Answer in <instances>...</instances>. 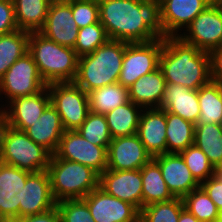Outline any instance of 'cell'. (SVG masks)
I'll return each mask as SVG.
<instances>
[{
    "label": "cell",
    "instance_id": "14",
    "mask_svg": "<svg viewBox=\"0 0 222 222\" xmlns=\"http://www.w3.org/2000/svg\"><path fill=\"white\" fill-rule=\"evenodd\" d=\"M152 159L136 134L112 138L107 149V169H141Z\"/></svg>",
    "mask_w": 222,
    "mask_h": 222
},
{
    "label": "cell",
    "instance_id": "30",
    "mask_svg": "<svg viewBox=\"0 0 222 222\" xmlns=\"http://www.w3.org/2000/svg\"><path fill=\"white\" fill-rule=\"evenodd\" d=\"M167 153H180L194 144L195 124L166 111Z\"/></svg>",
    "mask_w": 222,
    "mask_h": 222
},
{
    "label": "cell",
    "instance_id": "17",
    "mask_svg": "<svg viewBox=\"0 0 222 222\" xmlns=\"http://www.w3.org/2000/svg\"><path fill=\"white\" fill-rule=\"evenodd\" d=\"M6 103L3 104L6 111V124L25 131L40 118L50 104V93L45 87L34 95L16 97Z\"/></svg>",
    "mask_w": 222,
    "mask_h": 222
},
{
    "label": "cell",
    "instance_id": "43",
    "mask_svg": "<svg viewBox=\"0 0 222 222\" xmlns=\"http://www.w3.org/2000/svg\"><path fill=\"white\" fill-rule=\"evenodd\" d=\"M14 222H61V216L57 206L43 213L20 217Z\"/></svg>",
    "mask_w": 222,
    "mask_h": 222
},
{
    "label": "cell",
    "instance_id": "38",
    "mask_svg": "<svg viewBox=\"0 0 222 222\" xmlns=\"http://www.w3.org/2000/svg\"><path fill=\"white\" fill-rule=\"evenodd\" d=\"M61 222H95L83 199H66L56 203Z\"/></svg>",
    "mask_w": 222,
    "mask_h": 222
},
{
    "label": "cell",
    "instance_id": "24",
    "mask_svg": "<svg viewBox=\"0 0 222 222\" xmlns=\"http://www.w3.org/2000/svg\"><path fill=\"white\" fill-rule=\"evenodd\" d=\"M166 84L162 70L157 68L128 87L129 99L142 108H160Z\"/></svg>",
    "mask_w": 222,
    "mask_h": 222
},
{
    "label": "cell",
    "instance_id": "1",
    "mask_svg": "<svg viewBox=\"0 0 222 222\" xmlns=\"http://www.w3.org/2000/svg\"><path fill=\"white\" fill-rule=\"evenodd\" d=\"M98 5L109 40L135 43L164 38L157 0H98Z\"/></svg>",
    "mask_w": 222,
    "mask_h": 222
},
{
    "label": "cell",
    "instance_id": "15",
    "mask_svg": "<svg viewBox=\"0 0 222 222\" xmlns=\"http://www.w3.org/2000/svg\"><path fill=\"white\" fill-rule=\"evenodd\" d=\"M83 200L95 222H133L140 211L132 204L107 194L97 187Z\"/></svg>",
    "mask_w": 222,
    "mask_h": 222
},
{
    "label": "cell",
    "instance_id": "53",
    "mask_svg": "<svg viewBox=\"0 0 222 222\" xmlns=\"http://www.w3.org/2000/svg\"><path fill=\"white\" fill-rule=\"evenodd\" d=\"M0 100H1L0 102H2V98H1ZM3 107H4V106L0 104V110H1Z\"/></svg>",
    "mask_w": 222,
    "mask_h": 222
},
{
    "label": "cell",
    "instance_id": "46",
    "mask_svg": "<svg viewBox=\"0 0 222 222\" xmlns=\"http://www.w3.org/2000/svg\"><path fill=\"white\" fill-rule=\"evenodd\" d=\"M133 222H146V221L141 215H139Z\"/></svg>",
    "mask_w": 222,
    "mask_h": 222
},
{
    "label": "cell",
    "instance_id": "48",
    "mask_svg": "<svg viewBox=\"0 0 222 222\" xmlns=\"http://www.w3.org/2000/svg\"><path fill=\"white\" fill-rule=\"evenodd\" d=\"M218 221L222 222V210L219 211Z\"/></svg>",
    "mask_w": 222,
    "mask_h": 222
},
{
    "label": "cell",
    "instance_id": "42",
    "mask_svg": "<svg viewBox=\"0 0 222 222\" xmlns=\"http://www.w3.org/2000/svg\"><path fill=\"white\" fill-rule=\"evenodd\" d=\"M210 61L211 81L222 85V49H213L208 52Z\"/></svg>",
    "mask_w": 222,
    "mask_h": 222
},
{
    "label": "cell",
    "instance_id": "7",
    "mask_svg": "<svg viewBox=\"0 0 222 222\" xmlns=\"http://www.w3.org/2000/svg\"><path fill=\"white\" fill-rule=\"evenodd\" d=\"M50 103L61 117L65 130H77L89 112L88 93L74 82L47 85Z\"/></svg>",
    "mask_w": 222,
    "mask_h": 222
},
{
    "label": "cell",
    "instance_id": "52",
    "mask_svg": "<svg viewBox=\"0 0 222 222\" xmlns=\"http://www.w3.org/2000/svg\"><path fill=\"white\" fill-rule=\"evenodd\" d=\"M212 2H221L222 0H211Z\"/></svg>",
    "mask_w": 222,
    "mask_h": 222
},
{
    "label": "cell",
    "instance_id": "45",
    "mask_svg": "<svg viewBox=\"0 0 222 222\" xmlns=\"http://www.w3.org/2000/svg\"><path fill=\"white\" fill-rule=\"evenodd\" d=\"M5 125H6V111H5V108L3 107L0 110V141H1V135H2Z\"/></svg>",
    "mask_w": 222,
    "mask_h": 222
},
{
    "label": "cell",
    "instance_id": "23",
    "mask_svg": "<svg viewBox=\"0 0 222 222\" xmlns=\"http://www.w3.org/2000/svg\"><path fill=\"white\" fill-rule=\"evenodd\" d=\"M64 131L65 129L61 117L50 103L43 111L40 118L24 132L36 144L42 145L51 154H54L59 146Z\"/></svg>",
    "mask_w": 222,
    "mask_h": 222
},
{
    "label": "cell",
    "instance_id": "37",
    "mask_svg": "<svg viewBox=\"0 0 222 222\" xmlns=\"http://www.w3.org/2000/svg\"><path fill=\"white\" fill-rule=\"evenodd\" d=\"M180 155L191 171L192 176L199 184L215 175L216 169L209 162L208 157L194 144L189 146L186 150L181 151Z\"/></svg>",
    "mask_w": 222,
    "mask_h": 222
},
{
    "label": "cell",
    "instance_id": "34",
    "mask_svg": "<svg viewBox=\"0 0 222 222\" xmlns=\"http://www.w3.org/2000/svg\"><path fill=\"white\" fill-rule=\"evenodd\" d=\"M77 131L87 141L104 148H108L112 139L105 115L91 111Z\"/></svg>",
    "mask_w": 222,
    "mask_h": 222
},
{
    "label": "cell",
    "instance_id": "35",
    "mask_svg": "<svg viewBox=\"0 0 222 222\" xmlns=\"http://www.w3.org/2000/svg\"><path fill=\"white\" fill-rule=\"evenodd\" d=\"M184 203L182 198L175 197L165 202H156L143 207L140 215L146 222H178Z\"/></svg>",
    "mask_w": 222,
    "mask_h": 222
},
{
    "label": "cell",
    "instance_id": "47",
    "mask_svg": "<svg viewBox=\"0 0 222 222\" xmlns=\"http://www.w3.org/2000/svg\"><path fill=\"white\" fill-rule=\"evenodd\" d=\"M215 175L222 181V174L216 169Z\"/></svg>",
    "mask_w": 222,
    "mask_h": 222
},
{
    "label": "cell",
    "instance_id": "25",
    "mask_svg": "<svg viewBox=\"0 0 222 222\" xmlns=\"http://www.w3.org/2000/svg\"><path fill=\"white\" fill-rule=\"evenodd\" d=\"M142 176V208L175 198L168 190L158 163L152 158L141 168Z\"/></svg>",
    "mask_w": 222,
    "mask_h": 222
},
{
    "label": "cell",
    "instance_id": "39",
    "mask_svg": "<svg viewBox=\"0 0 222 222\" xmlns=\"http://www.w3.org/2000/svg\"><path fill=\"white\" fill-rule=\"evenodd\" d=\"M72 16L78 28L98 23V0H72Z\"/></svg>",
    "mask_w": 222,
    "mask_h": 222
},
{
    "label": "cell",
    "instance_id": "36",
    "mask_svg": "<svg viewBox=\"0 0 222 222\" xmlns=\"http://www.w3.org/2000/svg\"><path fill=\"white\" fill-rule=\"evenodd\" d=\"M109 40L104 26L100 23L79 28L74 50L78 57L92 53Z\"/></svg>",
    "mask_w": 222,
    "mask_h": 222
},
{
    "label": "cell",
    "instance_id": "29",
    "mask_svg": "<svg viewBox=\"0 0 222 222\" xmlns=\"http://www.w3.org/2000/svg\"><path fill=\"white\" fill-rule=\"evenodd\" d=\"M200 116L197 124L222 125V85L210 81L198 89Z\"/></svg>",
    "mask_w": 222,
    "mask_h": 222
},
{
    "label": "cell",
    "instance_id": "50",
    "mask_svg": "<svg viewBox=\"0 0 222 222\" xmlns=\"http://www.w3.org/2000/svg\"><path fill=\"white\" fill-rule=\"evenodd\" d=\"M222 174V164L217 169Z\"/></svg>",
    "mask_w": 222,
    "mask_h": 222
},
{
    "label": "cell",
    "instance_id": "2",
    "mask_svg": "<svg viewBox=\"0 0 222 222\" xmlns=\"http://www.w3.org/2000/svg\"><path fill=\"white\" fill-rule=\"evenodd\" d=\"M166 83L198 90L211 81L209 54L179 36L164 38L159 58Z\"/></svg>",
    "mask_w": 222,
    "mask_h": 222
},
{
    "label": "cell",
    "instance_id": "26",
    "mask_svg": "<svg viewBox=\"0 0 222 222\" xmlns=\"http://www.w3.org/2000/svg\"><path fill=\"white\" fill-rule=\"evenodd\" d=\"M18 29L39 32L45 24L52 0H12Z\"/></svg>",
    "mask_w": 222,
    "mask_h": 222
},
{
    "label": "cell",
    "instance_id": "22",
    "mask_svg": "<svg viewBox=\"0 0 222 222\" xmlns=\"http://www.w3.org/2000/svg\"><path fill=\"white\" fill-rule=\"evenodd\" d=\"M160 109L179 115L196 125L200 116L198 90L167 83Z\"/></svg>",
    "mask_w": 222,
    "mask_h": 222
},
{
    "label": "cell",
    "instance_id": "5",
    "mask_svg": "<svg viewBox=\"0 0 222 222\" xmlns=\"http://www.w3.org/2000/svg\"><path fill=\"white\" fill-rule=\"evenodd\" d=\"M47 172L56 202L83 199L99 187L100 174L89 166L64 159H50Z\"/></svg>",
    "mask_w": 222,
    "mask_h": 222
},
{
    "label": "cell",
    "instance_id": "12",
    "mask_svg": "<svg viewBox=\"0 0 222 222\" xmlns=\"http://www.w3.org/2000/svg\"><path fill=\"white\" fill-rule=\"evenodd\" d=\"M78 30L72 16V0H52L45 24L39 32L62 46L74 48Z\"/></svg>",
    "mask_w": 222,
    "mask_h": 222
},
{
    "label": "cell",
    "instance_id": "13",
    "mask_svg": "<svg viewBox=\"0 0 222 222\" xmlns=\"http://www.w3.org/2000/svg\"><path fill=\"white\" fill-rule=\"evenodd\" d=\"M31 173L0 162V218L11 222L19 218L23 188Z\"/></svg>",
    "mask_w": 222,
    "mask_h": 222
},
{
    "label": "cell",
    "instance_id": "28",
    "mask_svg": "<svg viewBox=\"0 0 222 222\" xmlns=\"http://www.w3.org/2000/svg\"><path fill=\"white\" fill-rule=\"evenodd\" d=\"M89 111L103 114L130 101L128 88L118 82L88 92Z\"/></svg>",
    "mask_w": 222,
    "mask_h": 222
},
{
    "label": "cell",
    "instance_id": "6",
    "mask_svg": "<svg viewBox=\"0 0 222 222\" xmlns=\"http://www.w3.org/2000/svg\"><path fill=\"white\" fill-rule=\"evenodd\" d=\"M51 153L24 131L5 125L0 141V162L30 172L45 171Z\"/></svg>",
    "mask_w": 222,
    "mask_h": 222
},
{
    "label": "cell",
    "instance_id": "19",
    "mask_svg": "<svg viewBox=\"0 0 222 222\" xmlns=\"http://www.w3.org/2000/svg\"><path fill=\"white\" fill-rule=\"evenodd\" d=\"M51 192L47 170L32 172L23 188L22 203L19 205V218L43 213L56 206Z\"/></svg>",
    "mask_w": 222,
    "mask_h": 222
},
{
    "label": "cell",
    "instance_id": "33",
    "mask_svg": "<svg viewBox=\"0 0 222 222\" xmlns=\"http://www.w3.org/2000/svg\"><path fill=\"white\" fill-rule=\"evenodd\" d=\"M184 208L201 222L218 221L219 210L206 192L197 188L183 198Z\"/></svg>",
    "mask_w": 222,
    "mask_h": 222
},
{
    "label": "cell",
    "instance_id": "16",
    "mask_svg": "<svg viewBox=\"0 0 222 222\" xmlns=\"http://www.w3.org/2000/svg\"><path fill=\"white\" fill-rule=\"evenodd\" d=\"M99 187L107 194L142 209L141 169L109 170L100 174Z\"/></svg>",
    "mask_w": 222,
    "mask_h": 222
},
{
    "label": "cell",
    "instance_id": "27",
    "mask_svg": "<svg viewBox=\"0 0 222 222\" xmlns=\"http://www.w3.org/2000/svg\"><path fill=\"white\" fill-rule=\"evenodd\" d=\"M142 110L141 106L128 101L106 113L105 117L112 138L136 134Z\"/></svg>",
    "mask_w": 222,
    "mask_h": 222
},
{
    "label": "cell",
    "instance_id": "3",
    "mask_svg": "<svg viewBox=\"0 0 222 222\" xmlns=\"http://www.w3.org/2000/svg\"><path fill=\"white\" fill-rule=\"evenodd\" d=\"M127 42L108 40L92 53L78 57L74 83L86 93L118 82Z\"/></svg>",
    "mask_w": 222,
    "mask_h": 222
},
{
    "label": "cell",
    "instance_id": "21",
    "mask_svg": "<svg viewBox=\"0 0 222 222\" xmlns=\"http://www.w3.org/2000/svg\"><path fill=\"white\" fill-rule=\"evenodd\" d=\"M166 111L160 108H143L137 130L140 141L153 157L167 153Z\"/></svg>",
    "mask_w": 222,
    "mask_h": 222
},
{
    "label": "cell",
    "instance_id": "31",
    "mask_svg": "<svg viewBox=\"0 0 222 222\" xmlns=\"http://www.w3.org/2000/svg\"><path fill=\"white\" fill-rule=\"evenodd\" d=\"M194 145L208 157L215 169L222 164V125L196 124Z\"/></svg>",
    "mask_w": 222,
    "mask_h": 222
},
{
    "label": "cell",
    "instance_id": "51",
    "mask_svg": "<svg viewBox=\"0 0 222 222\" xmlns=\"http://www.w3.org/2000/svg\"><path fill=\"white\" fill-rule=\"evenodd\" d=\"M0 222H11V221L3 219V218H0Z\"/></svg>",
    "mask_w": 222,
    "mask_h": 222
},
{
    "label": "cell",
    "instance_id": "4",
    "mask_svg": "<svg viewBox=\"0 0 222 222\" xmlns=\"http://www.w3.org/2000/svg\"><path fill=\"white\" fill-rule=\"evenodd\" d=\"M28 52L47 85L74 82L77 75L78 56L73 48L62 46L40 32H31Z\"/></svg>",
    "mask_w": 222,
    "mask_h": 222
},
{
    "label": "cell",
    "instance_id": "32",
    "mask_svg": "<svg viewBox=\"0 0 222 222\" xmlns=\"http://www.w3.org/2000/svg\"><path fill=\"white\" fill-rule=\"evenodd\" d=\"M29 32L20 29L0 36V79L9 67L28 52Z\"/></svg>",
    "mask_w": 222,
    "mask_h": 222
},
{
    "label": "cell",
    "instance_id": "41",
    "mask_svg": "<svg viewBox=\"0 0 222 222\" xmlns=\"http://www.w3.org/2000/svg\"><path fill=\"white\" fill-rule=\"evenodd\" d=\"M200 187L215 203L218 210H222V181L214 175L201 183Z\"/></svg>",
    "mask_w": 222,
    "mask_h": 222
},
{
    "label": "cell",
    "instance_id": "49",
    "mask_svg": "<svg viewBox=\"0 0 222 222\" xmlns=\"http://www.w3.org/2000/svg\"><path fill=\"white\" fill-rule=\"evenodd\" d=\"M216 49H222V38H221V40H220V43H219L218 48H216Z\"/></svg>",
    "mask_w": 222,
    "mask_h": 222
},
{
    "label": "cell",
    "instance_id": "20",
    "mask_svg": "<svg viewBox=\"0 0 222 222\" xmlns=\"http://www.w3.org/2000/svg\"><path fill=\"white\" fill-rule=\"evenodd\" d=\"M153 159L158 163L167 188L174 197L183 198L200 187L180 153H165Z\"/></svg>",
    "mask_w": 222,
    "mask_h": 222
},
{
    "label": "cell",
    "instance_id": "10",
    "mask_svg": "<svg viewBox=\"0 0 222 222\" xmlns=\"http://www.w3.org/2000/svg\"><path fill=\"white\" fill-rule=\"evenodd\" d=\"M179 37L202 51L218 48L222 38V3L212 2L185 28Z\"/></svg>",
    "mask_w": 222,
    "mask_h": 222
},
{
    "label": "cell",
    "instance_id": "11",
    "mask_svg": "<svg viewBox=\"0 0 222 222\" xmlns=\"http://www.w3.org/2000/svg\"><path fill=\"white\" fill-rule=\"evenodd\" d=\"M107 149L87 141L77 130H65L50 159L78 162L101 174L107 169Z\"/></svg>",
    "mask_w": 222,
    "mask_h": 222
},
{
    "label": "cell",
    "instance_id": "18",
    "mask_svg": "<svg viewBox=\"0 0 222 222\" xmlns=\"http://www.w3.org/2000/svg\"><path fill=\"white\" fill-rule=\"evenodd\" d=\"M211 3V0H162L160 11L164 38L179 36L181 31H184L194 18Z\"/></svg>",
    "mask_w": 222,
    "mask_h": 222
},
{
    "label": "cell",
    "instance_id": "40",
    "mask_svg": "<svg viewBox=\"0 0 222 222\" xmlns=\"http://www.w3.org/2000/svg\"><path fill=\"white\" fill-rule=\"evenodd\" d=\"M18 30L12 0H0V36Z\"/></svg>",
    "mask_w": 222,
    "mask_h": 222
},
{
    "label": "cell",
    "instance_id": "44",
    "mask_svg": "<svg viewBox=\"0 0 222 222\" xmlns=\"http://www.w3.org/2000/svg\"><path fill=\"white\" fill-rule=\"evenodd\" d=\"M178 222H201L187 209L183 208L179 216Z\"/></svg>",
    "mask_w": 222,
    "mask_h": 222
},
{
    "label": "cell",
    "instance_id": "9",
    "mask_svg": "<svg viewBox=\"0 0 222 222\" xmlns=\"http://www.w3.org/2000/svg\"><path fill=\"white\" fill-rule=\"evenodd\" d=\"M163 44L164 38L149 42H127L118 83L128 88L143 75L159 68Z\"/></svg>",
    "mask_w": 222,
    "mask_h": 222
},
{
    "label": "cell",
    "instance_id": "8",
    "mask_svg": "<svg viewBox=\"0 0 222 222\" xmlns=\"http://www.w3.org/2000/svg\"><path fill=\"white\" fill-rule=\"evenodd\" d=\"M47 87L29 52L14 62L0 79V97L5 102L20 96L34 95Z\"/></svg>",
    "mask_w": 222,
    "mask_h": 222
}]
</instances>
